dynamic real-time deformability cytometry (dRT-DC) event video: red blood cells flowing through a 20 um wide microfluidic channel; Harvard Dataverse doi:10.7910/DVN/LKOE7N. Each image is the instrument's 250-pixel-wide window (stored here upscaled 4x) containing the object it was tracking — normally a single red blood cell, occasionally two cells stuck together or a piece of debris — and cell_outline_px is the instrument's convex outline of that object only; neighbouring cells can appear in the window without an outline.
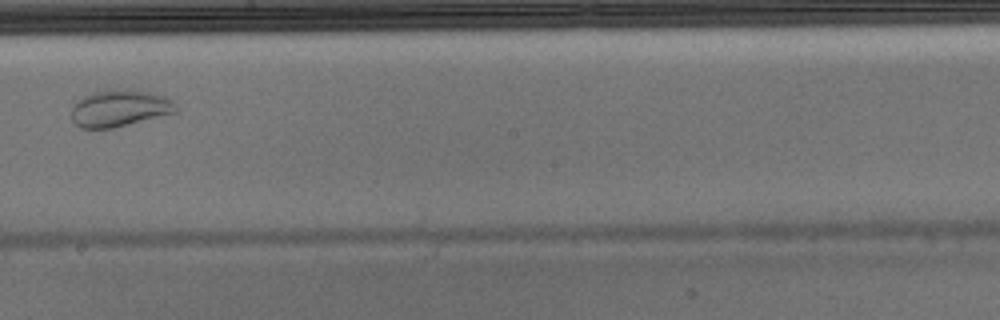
{"species": "Egyptian fruit bat (a non-hibernating species)", "species_latin": "Rousettus aegyptiacus", "temperature_condition": "warm", "stored_images_in_passage": 5, "camera_frame_rate_fps": 3000, "um_per_image_px": 0.085, "animal": {"sex": "male"}, "frame": {"image": 1, "passage_image": 5, "time_ms": 1.333, "image_size_px": [1000, 320], "cell_outline_px": [[176, 112], [112, 128], [80, 128], [72, 120], [72, 104], [76, 100], [92, 92], [108, 88], [132, 88], [164, 96], [172, 100], [176, 108]], "centroid_in_image_um": [10.11, 9.16], "position_along_channel_um": 238.1, "area_um2": 22.6}}